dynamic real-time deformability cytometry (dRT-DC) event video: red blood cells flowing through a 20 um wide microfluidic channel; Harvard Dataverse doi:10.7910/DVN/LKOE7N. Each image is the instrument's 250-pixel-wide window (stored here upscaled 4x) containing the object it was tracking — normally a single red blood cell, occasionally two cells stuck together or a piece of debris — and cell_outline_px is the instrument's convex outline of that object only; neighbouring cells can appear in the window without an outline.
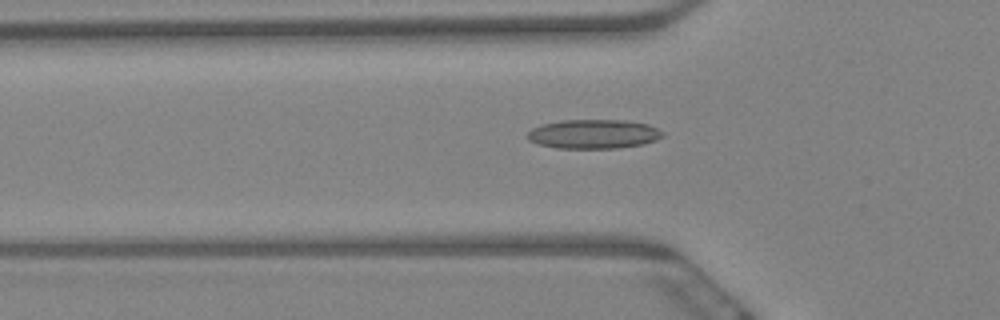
{"species": "Egyptian fruit bat (a non-hibernating species)", "species_latin": "Rousettus aegyptiacus", "temperature_condition": "warm", "stored_images_in_passage": 53, "camera_frame_rate_fps": 3000, "um_per_image_px": 0.085, "animal": {"sex": "female"}, "frame": {"image": 1, "passage_image": 20, "time_ms": 6.333, "image_size_px": [1000, 320], "cell_outline_px": [[664, 136], [656, 140], [644, 144], [620, 148], [556, 148], [540, 144], [528, 140], [524, 136], [532, 128], [540, 124], [560, 120], [620, 120], [648, 124], [664, 132]], "centroid_in_image_um": [50.43, 11.39], "position_along_channel_um": 75.4, "area_um2": 23.18}}
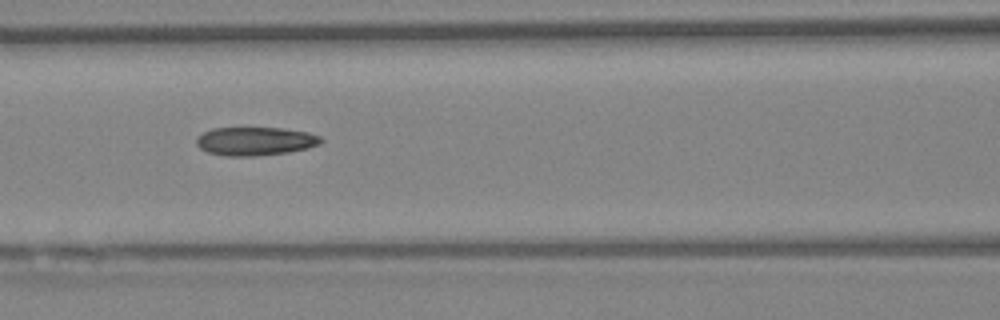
{"frame": {"image": 2, "passage_image": 26, "time_ms": 8.333, "image_size_px": [1000, 320], "cell_outline_px": [[324, 140], [320, 144], [308, 148], [288, 152], [256, 156], [224, 156], [208, 152], [200, 148], [196, 144], [196, 136], [212, 128], [284, 128], [308, 132], [320, 136]], "centroid_in_image_um": [21.7, 12.0], "position_along_channel_um": 144.9, "area_um2": 20.81}}
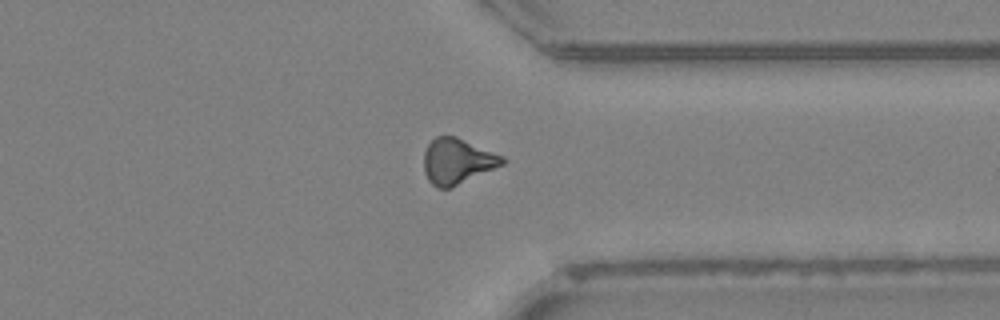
{"frame": {"image": 3, "passage_image": 46, "time_ms": 15.0, "image_size_px": [1000, 320], "cell_outline_px": [[508, 160], [504, 164], [448, 188], [436, 188], [428, 180], [424, 172], [424, 152], [428, 144], [436, 136], [456, 136], [504, 156]], "centroid_in_image_um": [38.86, 13.69], "position_along_channel_um": 372.5, "area_um2": 20.69}, "authors_computed_cell_mechanics": {"area_um2": 20.6924, "velocity_mm_per_s": 3.4506, "shape_relaxation_time_tau1_ms": null, "shape_relaxation_time_tau2_ms": 3.3298, "deformation_change_tau1": null, "deformation_change_tau2": 0.1221}}